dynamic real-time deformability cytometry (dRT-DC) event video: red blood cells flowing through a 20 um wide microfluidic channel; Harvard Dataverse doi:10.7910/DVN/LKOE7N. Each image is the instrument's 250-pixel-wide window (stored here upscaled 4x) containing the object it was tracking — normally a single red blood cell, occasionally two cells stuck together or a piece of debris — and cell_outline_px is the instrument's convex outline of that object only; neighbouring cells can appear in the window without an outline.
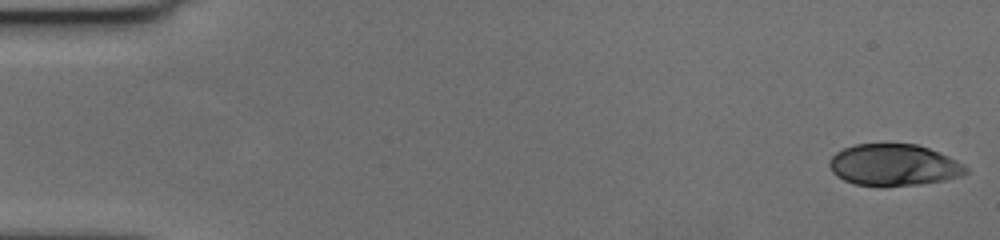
{"species": "human", "species_latin": "Homo sapiens", "temperature_condition": "cold", "stored_images_in_passage": 56, "camera_frame_rate_fps": 3000, "um_per_image_px": 0.085, "donor": {"sex": "female"}, "frame": {"image": 1, "passage_image": 1, "time_ms": 0.0, "image_size_px": [1000, 240], "cell_outline_px": [[968, 172], [964, 176], [944, 180], [920, 184], [880, 188], [856, 184], [844, 180], [836, 176], [832, 172], [828, 164], [828, 160], [836, 152], [844, 148], [856, 144], [916, 144], [928, 148], [948, 156], [964, 164], [968, 168]], "centroid_in_image_um": [75.96, 14.05], "position_along_channel_um": 9.0, "area_um2": 33.58}}
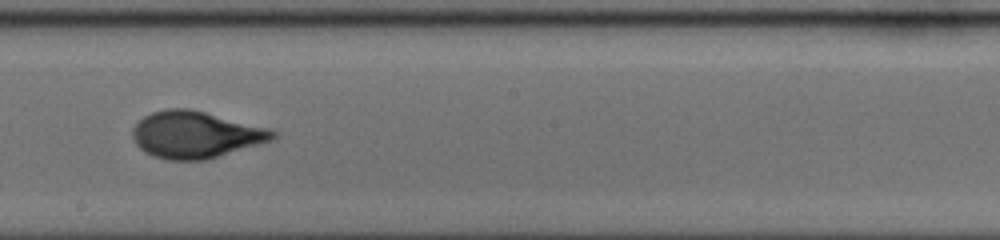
{"frame": {"image": 2, "passage_image": 32, "time_ms": 10.333, "image_size_px": [1000, 240], "cell_outline_px": [[280, 136], [272, 140], [208, 160], [168, 160], [152, 156], [144, 152], [136, 144], [132, 136], [132, 128], [144, 116], [152, 112], [168, 108], [188, 108], [268, 128], [280, 132]], "centroid_in_image_um": [16.63, 11.46], "position_along_channel_um": 231.6, "area_um2": 38.38}}
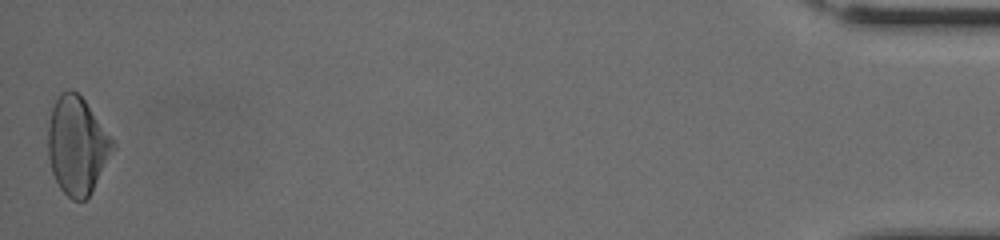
{"frame": {"image": 3, "passage_image": 56, "time_ms": 18.333, "image_size_px": [1000, 240], "cell_outline_px": [[116, 148], [92, 192], [84, 200], [72, 200], [60, 188], [52, 172], [48, 156], [48, 124], [52, 108], [60, 92], [68, 88], [72, 88], [84, 100], [112, 136], [116, 144]], "centroid_in_image_um": [6.58, 12.36], "position_along_channel_um": 428.6, "area_um2": 37.17}, "authors_computed_cell_mechanics": {"area_um2": 36.5296, "velocity_mm_per_s": 3.6357, "shape_relaxation_time_tau1_ms": 4.9526, "shape_relaxation_time_tau2_ms": 0.8382, "deformation_change_tau1": 0.1764, "deformation_change_tau2": 0.056}}